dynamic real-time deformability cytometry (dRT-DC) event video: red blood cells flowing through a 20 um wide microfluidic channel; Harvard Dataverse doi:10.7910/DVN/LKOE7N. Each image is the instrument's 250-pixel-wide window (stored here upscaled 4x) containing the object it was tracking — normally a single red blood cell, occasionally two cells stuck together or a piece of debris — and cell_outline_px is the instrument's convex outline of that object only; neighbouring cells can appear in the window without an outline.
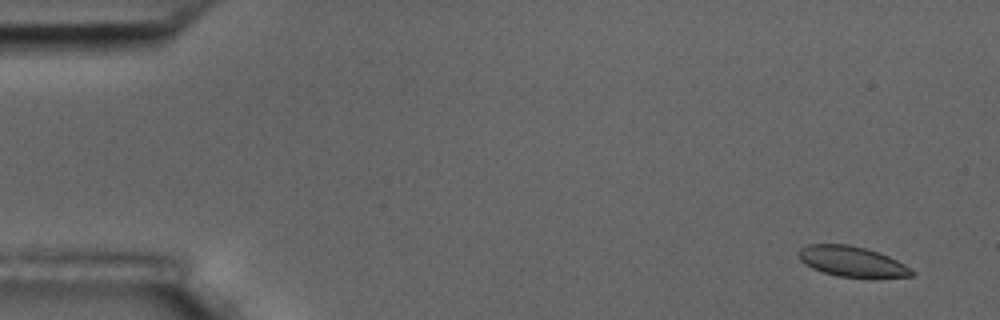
{"species": "common noctule bat (a hibernating species)", "species_latin": "Nyctalus noctula", "temperature_condition": "room temperature", "stored_images_in_passage": 5, "camera_frame_rate_fps": 3000, "um_per_image_px": 0.085, "animal": {"sex": "male", "body_mass_g": 17.5, "forearm_length_mm": 52.3}, "frame": {"image": 1, "passage_image": 1, "time_ms": 0.0, "image_size_px": [1000, 320], "cell_outline_px": [[916, 272], [912, 276], [840, 276], [824, 272], [812, 268], [800, 260], [800, 248], [808, 244], [848, 244], [864, 248], [888, 256], [904, 264]], "centroid_in_image_um": [72.39, 22.2], "position_along_channel_um": 12.6, "area_um2": 19.31}}
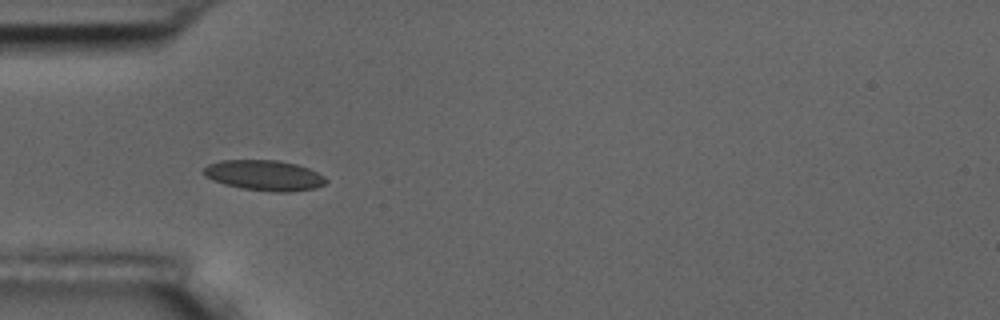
{"frame": {"image": 2, "passage_image": 5, "time_ms": 4.667, "image_size_px": [1000, 320], "cell_outline_px": [[328, 180], [324, 184], [316, 188], [288, 192], [276, 192], [240, 188], [224, 184], [212, 180], [204, 176], [200, 172], [208, 164], [220, 160], [276, 160], [296, 164], [308, 168], [324, 176]], "centroid_in_image_um": [22.43, 14.9], "position_along_channel_um": 62.6, "area_um2": 21.79}}